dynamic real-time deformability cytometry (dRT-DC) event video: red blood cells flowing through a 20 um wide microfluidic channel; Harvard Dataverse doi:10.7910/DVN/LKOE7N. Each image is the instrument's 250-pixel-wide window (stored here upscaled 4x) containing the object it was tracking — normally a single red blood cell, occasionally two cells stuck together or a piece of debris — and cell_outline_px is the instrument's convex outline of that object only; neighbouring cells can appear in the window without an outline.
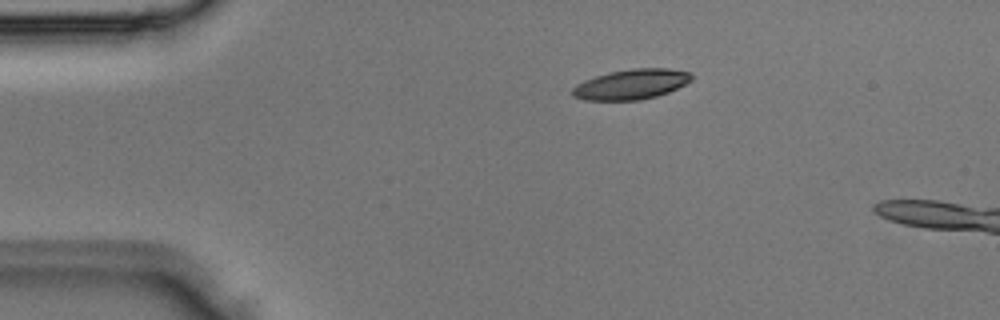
{"species": "Egyptian fruit bat (a non-hibernating species)", "species_latin": "Rousettus aegyptiacus", "temperature_condition": "room temperature", "stored_images_in_passage": 3, "camera_frame_rate_fps": 3000, "um_per_image_px": 0.085, "animal": {"sex": "male"}, "frame": {"image": 1, "passage_image": 3, "time_ms": 0.667, "image_size_px": [1000, 320], "cell_outline_px": [[692, 80], [668, 92], [656, 96], [640, 100], [584, 100], [572, 96], [572, 88], [576, 84], [584, 80], [608, 72], [632, 68], [668, 68], [688, 72], [692, 76]], "centroid_in_image_um": [53.62, 7.16], "position_along_channel_um": 31.4, "area_um2": 20.87}}